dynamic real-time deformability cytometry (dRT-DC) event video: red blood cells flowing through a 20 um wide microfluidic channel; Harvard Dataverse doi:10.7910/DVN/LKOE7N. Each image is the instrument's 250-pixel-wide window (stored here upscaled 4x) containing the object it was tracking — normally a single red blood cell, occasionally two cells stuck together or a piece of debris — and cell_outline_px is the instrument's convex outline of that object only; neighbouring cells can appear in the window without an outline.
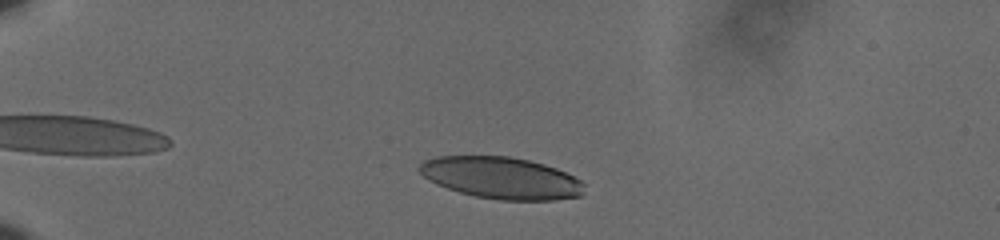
{"species": "human", "species_latin": "Homo sapiens", "temperature_condition": "cold", "stored_images_in_passage": 43, "camera_frame_rate_fps": 3000, "um_per_image_px": 0.085, "donor": {"sex": "male"}, "frame": {"image": 1, "passage_image": 7, "time_ms": 2.0, "image_size_px": [1000, 240], "cell_outline_px": [[584, 192], [580, 196], [552, 200], [500, 200], [476, 196], [460, 192], [436, 184], [428, 180], [416, 168], [424, 160], [436, 156], [508, 156], [528, 160], [544, 164], [556, 168], [580, 180], [584, 184]], "centroid_in_image_um": [42.59, 15.12], "position_along_channel_um": 42.4, "area_um2": 40.06}}
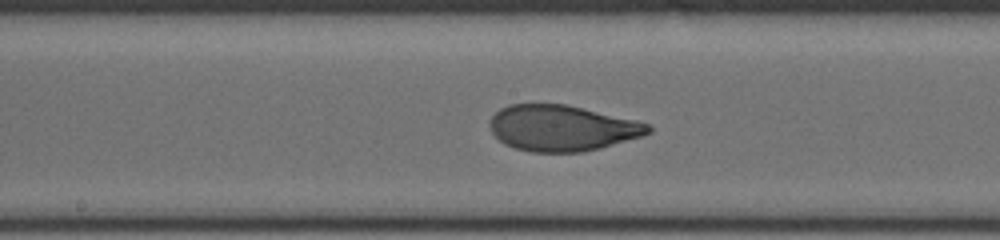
{"frame": {"image": 2, "passage_image": 25, "time_ms": 8.0, "image_size_px": [1000, 240], "cell_outline_px": [[652, 132], [640, 136], [600, 148], [580, 152], [532, 152], [516, 148], [504, 144], [492, 132], [488, 124], [488, 120], [500, 108], [508, 104], [568, 104], [636, 120], [648, 124], [652, 128]], "centroid_in_image_um": [47.74, 10.87], "position_along_channel_um": 200.5, "area_um2": 42.37}}
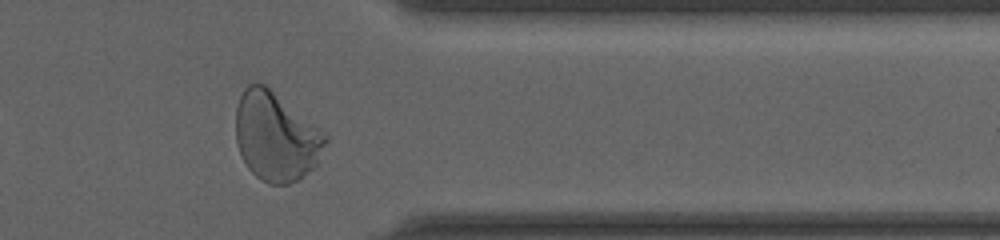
{"frame": {"image": 3, "passage_image": 41, "time_ms": 13.333, "image_size_px": [1000, 240], "cell_outline_px": [[328, 140], [316, 164], [300, 180], [288, 184], [268, 184], [260, 180], [248, 168], [236, 144], [236, 108], [240, 96], [244, 88], [248, 84], [264, 84], [328, 136]], "centroid_in_image_um": [23.43, 11.64], "position_along_channel_um": 388.0, "area_um2": 45.89}, "authors_computed_cell_mechanics": {"area_um2": 42.3096, "velocity_mm_per_s": 3.5989, "shape_relaxation_time_tau1_ms": 4.321, "shape_relaxation_time_tau2_ms": null, "deformation_change_tau1": 0.1854, "deformation_change_tau2": null}}